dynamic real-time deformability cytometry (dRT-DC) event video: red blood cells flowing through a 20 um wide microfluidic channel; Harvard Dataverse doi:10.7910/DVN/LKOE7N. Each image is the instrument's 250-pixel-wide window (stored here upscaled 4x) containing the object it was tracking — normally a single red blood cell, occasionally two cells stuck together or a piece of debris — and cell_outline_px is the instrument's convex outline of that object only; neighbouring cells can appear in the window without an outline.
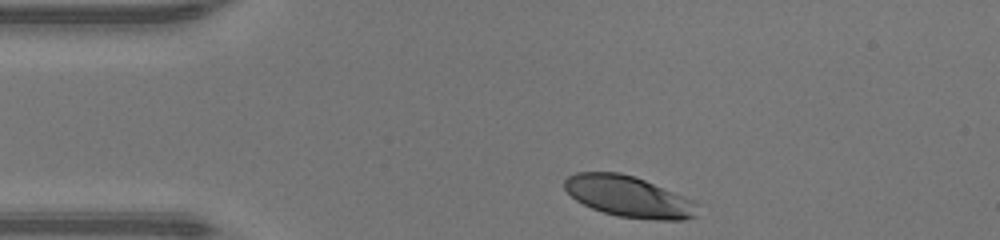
{"species": "human", "species_latin": "Homo sapiens", "temperature_condition": "warm", "stored_images_in_passage": 30, "camera_frame_rate_fps": 3000, "um_per_image_px": 0.085, "donor": {"sex": "male"}, "frame": {"image": 1, "passage_image": 1, "time_ms": 0.0, "image_size_px": [1000, 240], "cell_outline_px": [[696, 216], [684, 220], [656, 220], [616, 216], [592, 208], [576, 200], [564, 188], [564, 180], [568, 176], [576, 172], [620, 172], [644, 180], [684, 196], [692, 200], [696, 204]], "centroid_in_image_um": [53.41, 16.71], "position_along_channel_um": 31.6, "area_um2": 31.56}}
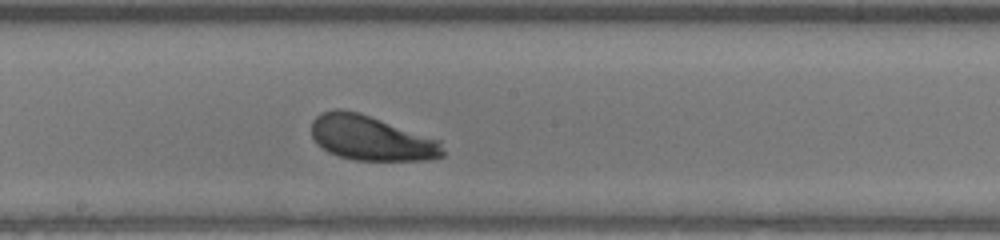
{"frame": {"image": 2, "passage_image": 17, "time_ms": 5.333, "image_size_px": [1000, 240], "cell_outline_px": [[444, 156], [428, 160], [356, 160], [340, 156], [328, 152], [316, 144], [312, 136], [312, 120], [320, 112], [336, 108], [340, 108], [360, 112], [440, 140], [444, 152]], "centroid_in_image_um": [31.52, 11.72], "position_along_channel_um": 216.7, "area_um2": 34.51}}
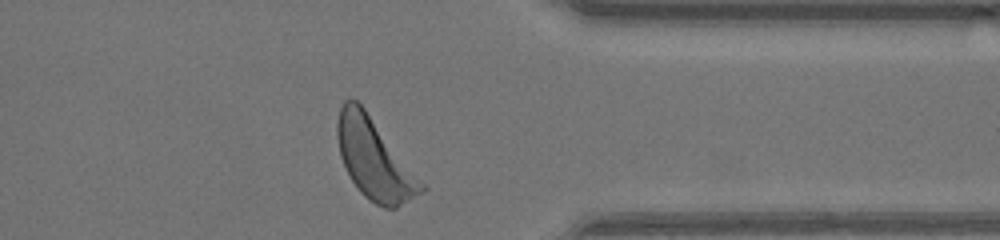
{"frame": {"image": 3, "passage_image": 29, "time_ms": 9.333, "image_size_px": [1000, 240], "cell_outline_px": [[428, 188], [424, 192], [396, 208], [384, 208], [368, 200], [360, 192], [352, 180], [340, 156], [336, 136], [336, 124], [340, 108], [344, 100], [356, 100], [364, 108]], "centroid_in_image_um": [31.82, 13.55], "position_along_channel_um": 379.6, "area_um2": 38.96}, "authors_computed_cell_mechanics": {"area_um2": 34.4488, "velocity_mm_per_s": 4.3526, "shape_relaxation_time_tau1_ms": 1.6709, "shape_relaxation_time_tau2_ms": 11.1812, "deformation_change_tau1": 0.1324, "deformation_change_tau2": 0.2374}}